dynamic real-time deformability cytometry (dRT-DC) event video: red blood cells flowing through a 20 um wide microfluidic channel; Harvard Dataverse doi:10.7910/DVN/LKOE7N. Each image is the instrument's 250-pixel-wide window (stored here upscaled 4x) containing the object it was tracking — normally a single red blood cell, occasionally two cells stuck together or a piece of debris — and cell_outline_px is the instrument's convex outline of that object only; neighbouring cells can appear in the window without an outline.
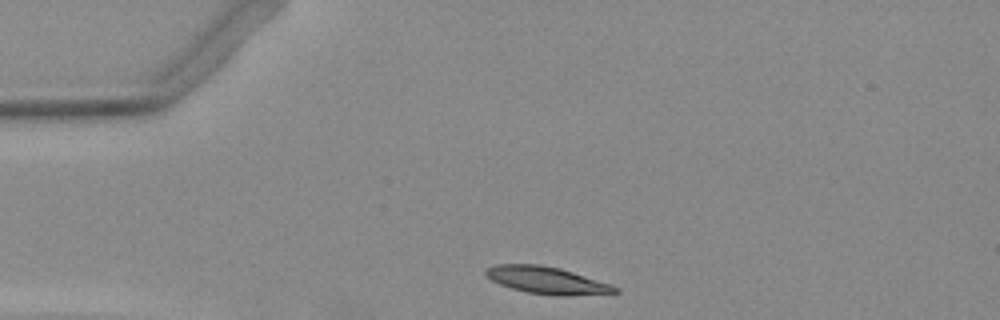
{"species": "Egyptian fruit bat (a non-hibernating species)", "species_latin": "Rousettus aegyptiacus", "temperature_condition": "warm", "stored_images_in_passage": 31, "camera_frame_rate_fps": 3000, "um_per_image_px": 0.085, "animal": {"sex": "female"}, "frame": {"image": 1, "passage_image": 1, "time_ms": 0.0, "image_size_px": [1000, 320], "cell_outline_px": [[620, 292], [568, 296], [556, 296], [528, 292], [512, 288], [500, 284], [484, 276], [484, 272], [488, 268], [496, 264], [540, 264], [560, 268], [612, 284], [620, 288]], "centroid_in_image_um": [46.51, 23.82], "position_along_channel_um": 38.5, "area_um2": 20.52}}
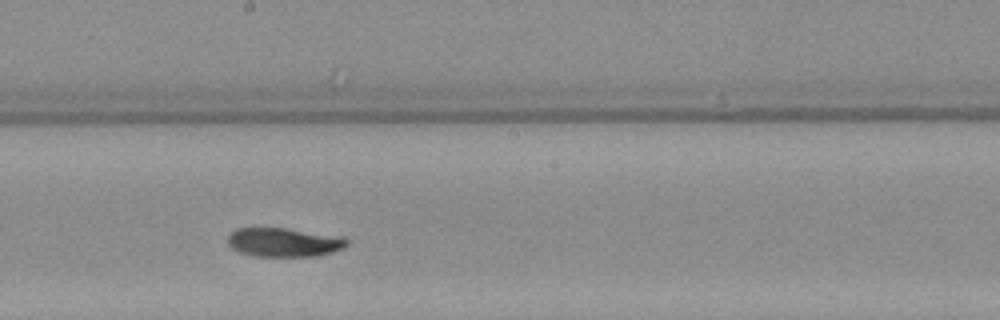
{"frame": {"image": 2, "passage_image": 18, "time_ms": 5.667, "image_size_px": [1000, 320], "cell_outline_px": [[348, 244], [332, 252], [316, 256], [256, 256], [240, 252], [232, 248], [228, 244], [228, 236], [236, 228], [284, 228], [348, 240]], "centroid_in_image_um": [24.01, 20.61], "position_along_channel_um": 224.2, "area_um2": 19.25}}
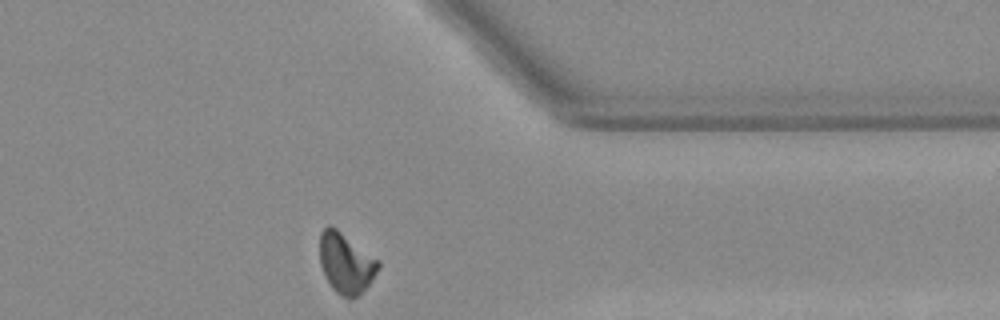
{"frame": {"image": 3, "passage_image": 31, "time_ms": 10.0, "image_size_px": [1000, 320], "cell_outline_px": [[380, 268], [368, 284], [352, 300], [348, 300], [336, 292], [332, 288], [320, 264], [320, 232], [328, 224], [336, 228], [380, 260]], "centroid_in_image_um": [29.41, 22.35], "position_along_channel_um": 382.0, "area_um2": 20.52}}